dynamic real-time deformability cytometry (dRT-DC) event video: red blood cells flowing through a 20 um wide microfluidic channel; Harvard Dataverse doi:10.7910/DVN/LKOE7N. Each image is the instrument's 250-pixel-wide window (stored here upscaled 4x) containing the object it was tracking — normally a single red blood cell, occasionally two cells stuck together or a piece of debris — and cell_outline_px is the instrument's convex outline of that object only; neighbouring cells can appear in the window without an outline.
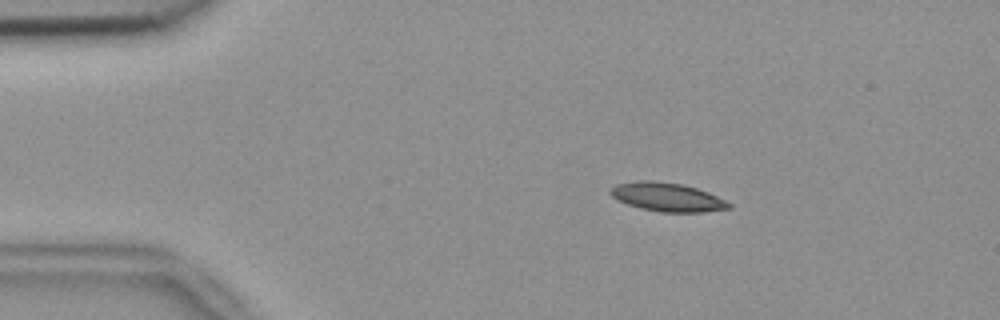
{"species": "common noctule bat (a hibernating species)", "species_latin": "Nyctalus noctula", "temperature_condition": "room temperature", "stored_images_in_passage": 54, "camera_frame_rate_fps": 3000, "um_per_image_px": 0.085, "animal": {"sex": "female", "body_mass_g": 18.4}, "frame": {"image": 1, "passage_image": 10, "time_ms": 3.0, "image_size_px": [1000, 320], "cell_outline_px": [[732, 208], [704, 212], [660, 212], [640, 208], [616, 200], [608, 192], [616, 184], [636, 180], [652, 180], [684, 184], [708, 192], [732, 204]], "centroid_in_image_um": [56.7, 16.74], "position_along_channel_um": 28.3, "area_um2": 19.94}}
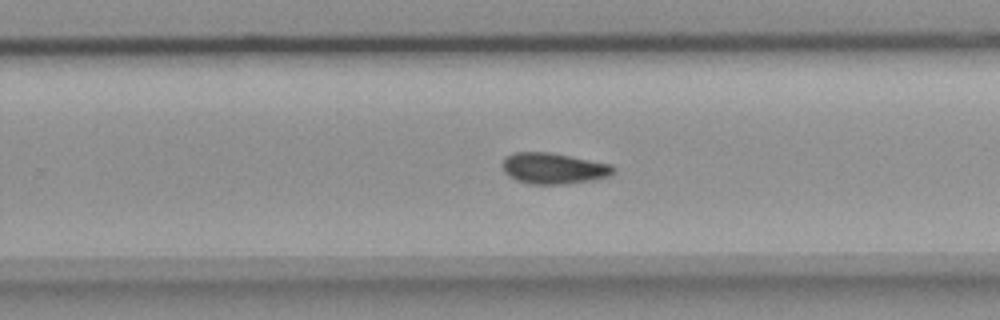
{"frame": {"image": 2, "passage_image": 35, "time_ms": 11.333, "image_size_px": [1000, 320], "cell_outline_px": [[616, 172], [612, 176], [596, 180], [568, 184], [532, 184], [516, 180], [504, 172], [504, 160], [508, 156], [516, 152], [552, 152], [612, 164], [616, 168]], "centroid_in_image_um": [47.17, 14.32], "position_along_channel_um": 282.6, "area_um2": 20.29}}
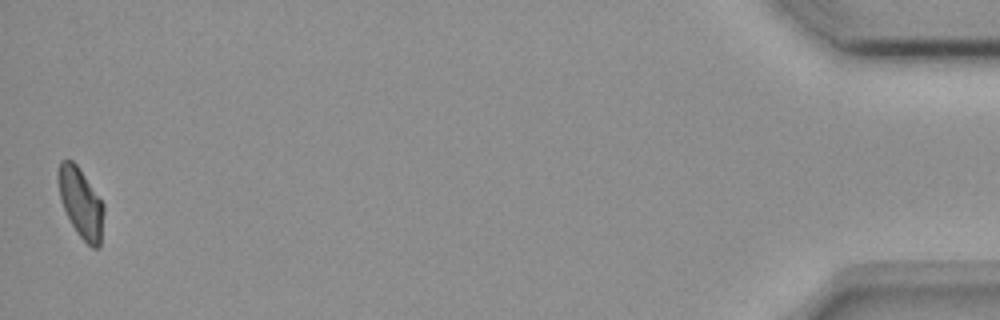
{"frame": {"image": 3, "passage_image": 54, "time_ms": 17.667, "image_size_px": [1000, 320], "cell_outline_px": [[104, 212], [100, 248], [92, 248], [76, 232], [60, 200], [56, 176], [56, 172], [60, 160], [72, 160], [80, 168], [104, 204]], "centroid_in_image_um": [6.86, 17.21], "position_along_channel_um": 428.3, "area_um2": 18.73}, "authors_computed_cell_mechanics": {"area_um2": 19.4786, "velocity_mm_per_s": 3.7587, "shape_relaxation_time_tau1_ms": 6.3022, "shape_relaxation_time_tau2_ms": 6.4523, "deformation_change_tau1": 0.1509, "deformation_change_tau2": 0.1206}}